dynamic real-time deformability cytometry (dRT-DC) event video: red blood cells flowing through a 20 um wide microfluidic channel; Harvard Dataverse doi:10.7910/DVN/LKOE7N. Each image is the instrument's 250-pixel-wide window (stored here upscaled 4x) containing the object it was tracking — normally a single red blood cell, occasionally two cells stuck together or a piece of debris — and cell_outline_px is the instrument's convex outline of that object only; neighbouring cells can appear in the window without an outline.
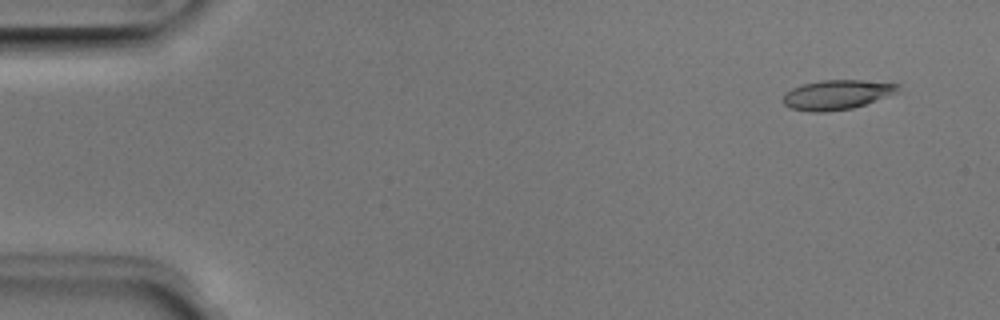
{"species": "Egyptian fruit bat (a non-hibernating species)", "species_latin": "Rousettus aegyptiacus", "temperature_condition": "room temperature", "stored_images_in_passage": 5, "camera_frame_rate_fps": 3000, "um_per_image_px": 0.085, "animal": {"sex": "male"}, "frame": {"image": 1, "passage_image": 2, "time_ms": 0.333, "image_size_px": [1000, 320], "cell_outline_px": [[900, 84], [896, 92], [864, 104], [852, 108], [824, 112], [812, 112], [792, 108], [784, 104], [780, 100], [784, 92], [792, 88], [804, 84], [820, 80], [864, 80]], "centroid_in_image_um": [71.06, 8.04], "position_along_channel_um": 13.9, "area_um2": 19.65}}
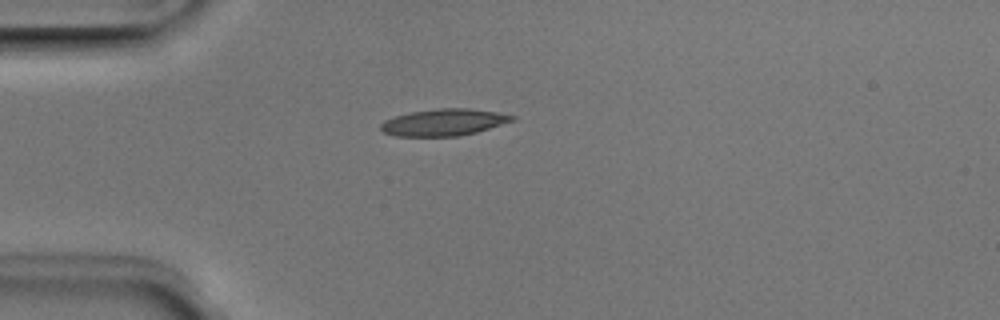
{"frame": {"image": 2, "passage_image": 5, "time_ms": 1.333, "image_size_px": [1000, 320], "cell_outline_px": [[516, 120], [476, 132], [460, 136], [396, 136], [384, 132], [380, 128], [380, 124], [384, 120], [396, 116], [412, 112], [436, 108], [472, 108], [496, 112], [516, 116]], "centroid_in_image_um": [37.75, 10.39], "position_along_channel_um": 47.3, "area_um2": 20.52}}